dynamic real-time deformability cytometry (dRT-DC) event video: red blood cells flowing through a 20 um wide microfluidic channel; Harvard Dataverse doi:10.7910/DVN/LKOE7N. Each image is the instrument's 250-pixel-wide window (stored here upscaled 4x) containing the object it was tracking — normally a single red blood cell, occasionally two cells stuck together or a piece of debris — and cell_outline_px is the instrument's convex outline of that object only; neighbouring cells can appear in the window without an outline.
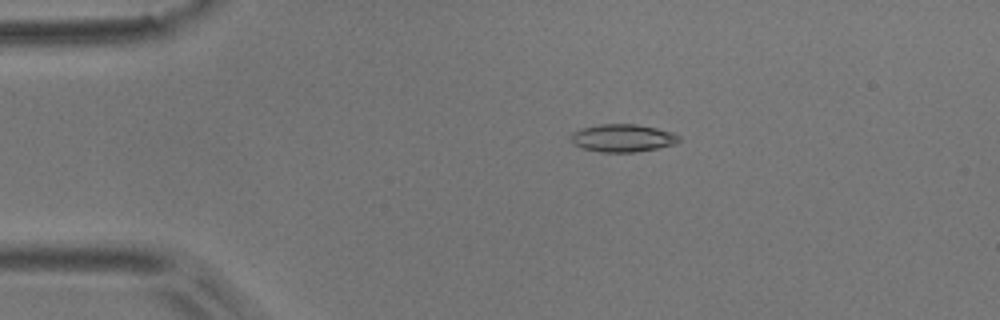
{"species": "common noctule bat (a hibernating species)", "species_latin": "Nyctalus noctula", "temperature_condition": "room temperature", "stored_images_in_passage": 3, "camera_frame_rate_fps": 3000, "um_per_image_px": 0.085, "animal": {"sex": "male", "body_mass_g": 17.9}, "frame": {"image": 1, "passage_image": 2, "time_ms": 0.333, "image_size_px": [1000, 320], "cell_outline_px": [[680, 140], [676, 144], [636, 152], [600, 152], [584, 148], [572, 144], [568, 136], [572, 132], [580, 128], [600, 124], [636, 124], [656, 128], [672, 132], [680, 136]], "centroid_in_image_um": [52.89, 11.73], "position_along_channel_um": 32.1, "area_um2": 17.63}}